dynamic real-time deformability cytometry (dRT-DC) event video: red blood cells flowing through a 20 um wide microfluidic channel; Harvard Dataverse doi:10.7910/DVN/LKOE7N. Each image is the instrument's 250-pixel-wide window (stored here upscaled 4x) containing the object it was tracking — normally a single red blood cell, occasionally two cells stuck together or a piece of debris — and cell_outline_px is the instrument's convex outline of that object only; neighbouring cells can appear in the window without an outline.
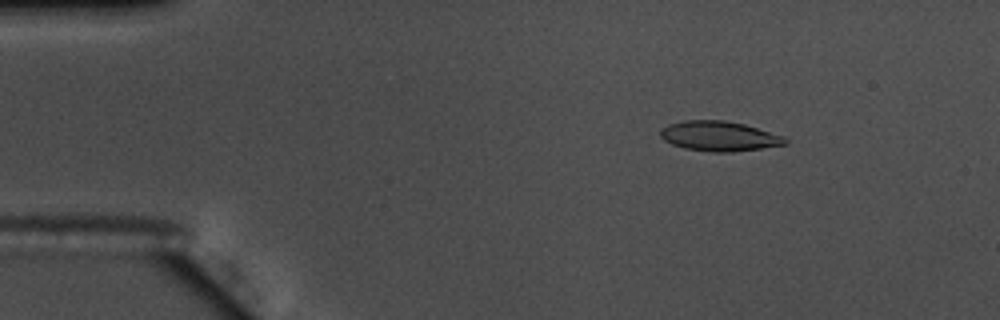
{"species": "common noctule bat (a hibernating species)", "species_latin": "Nyctalus noctula", "temperature_condition": "warm", "stored_images_in_passage": 55, "camera_frame_rate_fps": 3000, "um_per_image_px": 0.085, "animal": {"sex": "male", "body_mass_g": 17.5, "forearm_length_mm": 52.3}, "frame": {"image": 1, "passage_image": 8, "time_ms": 2.333, "image_size_px": [1000, 320], "cell_outline_px": [[788, 144], [732, 152], [712, 152], [684, 148], [672, 144], [664, 140], [660, 136], [660, 128], [668, 124], [684, 120], [724, 120], [744, 124], [784, 136], [788, 140]], "centroid_in_image_um": [61.11, 11.57], "position_along_channel_um": 23.9, "area_um2": 21.79}}
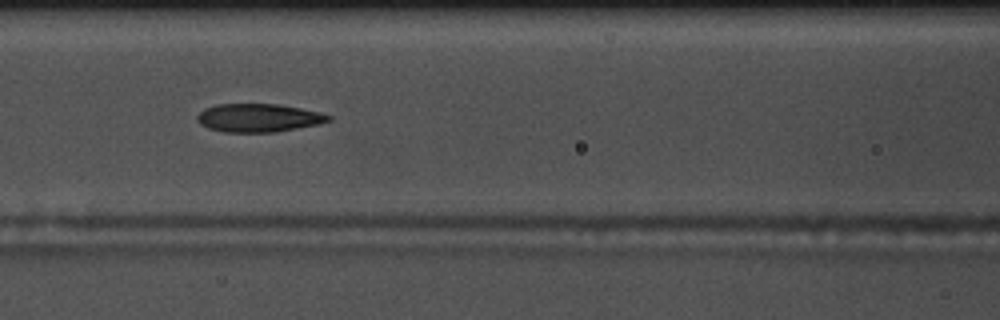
{"frame": {"image": 2, "passage_image": 24, "time_ms": 7.667, "image_size_px": [1000, 320], "cell_outline_px": [[332, 120], [320, 124], [272, 132], [224, 132], [208, 128], [200, 124], [196, 120], [196, 116], [204, 108], [216, 104], [276, 104], [300, 108], [320, 112], [332, 116]], "centroid_in_image_um": [21.96, 10.01], "position_along_channel_um": 144.6, "area_um2": 21.68}}
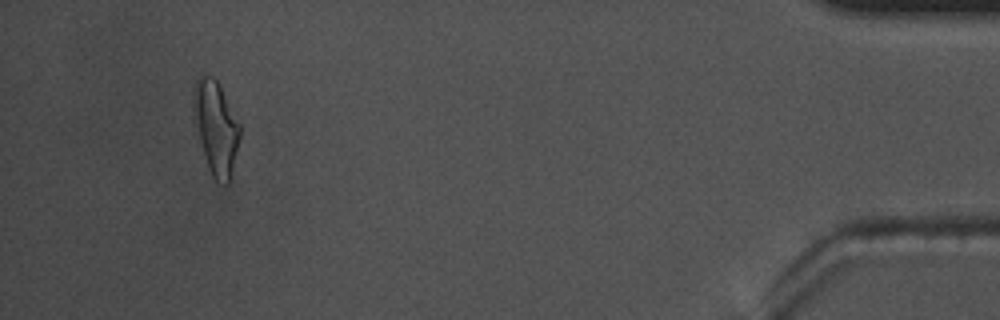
{"frame": {"image": 3, "passage_image": 52, "time_ms": 17.0, "image_size_px": [1000, 320], "cell_outline_px": [[240, 136], [232, 172], [228, 184], [224, 184], [216, 180], [212, 176], [208, 168], [200, 140], [192, 104], [192, 96], [196, 80], [200, 72], [212, 76], [220, 84], [240, 124]], "centroid_in_image_um": [18.35, 10.78], "position_along_channel_um": 416.8, "area_um2": 25.14}, "authors_computed_cell_mechanics": {"area_um2": 22.1374, "velocity_mm_per_s": 3.673, "shape_relaxation_time_tau1_ms": 9.5149, "shape_relaxation_time_tau2_ms": 2.5379, "deformation_change_tau1": 0.2441, "deformation_change_tau2": 0.1034}}